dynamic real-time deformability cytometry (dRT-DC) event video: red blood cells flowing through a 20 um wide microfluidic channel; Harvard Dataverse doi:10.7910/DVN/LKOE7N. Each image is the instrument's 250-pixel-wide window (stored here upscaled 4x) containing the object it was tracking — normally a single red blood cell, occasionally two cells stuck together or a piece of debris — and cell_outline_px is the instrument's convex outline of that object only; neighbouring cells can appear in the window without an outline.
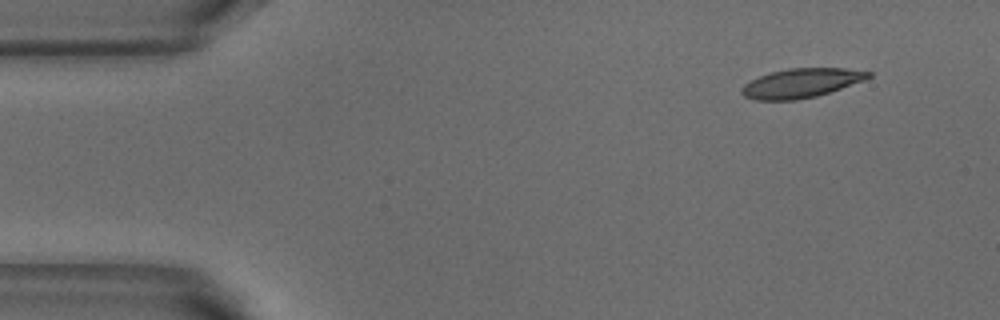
{"species": "common noctule bat (a hibernating species)", "species_latin": "Nyctalus noctula", "temperature_condition": "warm", "stored_images_in_passage": 5, "camera_frame_rate_fps": 3000, "um_per_image_px": 0.085, "animal": {"sex": "male", "body_mass_g": 18.8}, "frame": {"image": 1, "passage_image": 1, "time_ms": 0.0, "image_size_px": [1000, 320], "cell_outline_px": [[872, 76], [864, 80], [816, 96], [796, 100], [756, 100], [744, 96], [740, 92], [740, 88], [744, 84], [760, 76], [772, 72], [788, 68], [844, 68], [872, 72]], "centroid_in_image_um": [68.08, 7.06], "position_along_channel_um": 16.9, "area_um2": 21.39}}
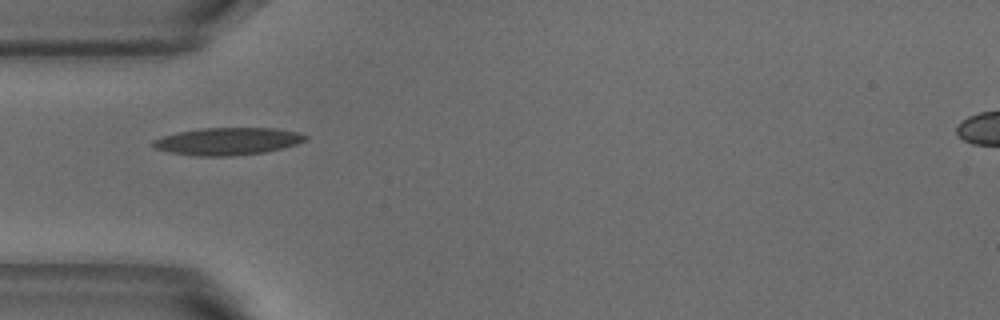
{"frame": {"image": 2, "passage_image": 4, "time_ms": 1.0, "image_size_px": [1000, 320], "cell_outline_px": [[308, 136], [304, 140], [296, 144], [284, 148], [264, 152], [232, 156], [196, 156], [168, 152], [156, 148], [152, 144], [152, 140], [164, 136], [180, 132], [204, 128], [276, 128], [300, 132]], "centroid_in_image_um": [19.38, 12.01], "position_along_channel_um": 65.6, "area_um2": 24.22}}
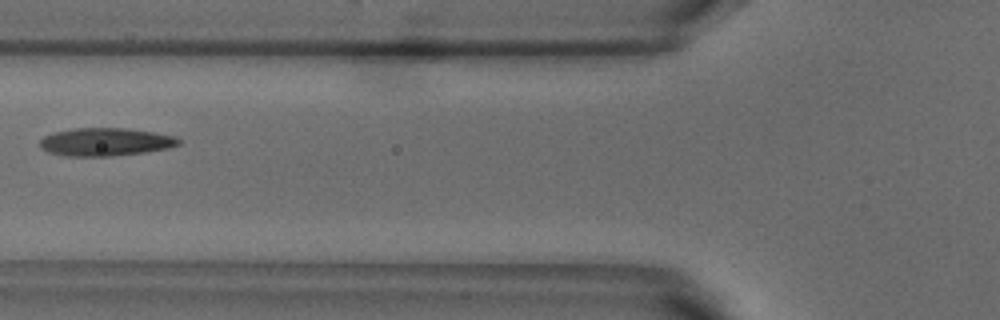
{"frame": {"image": 3, "passage_image": 5, "time_ms": 1.333, "image_size_px": [1000, 320], "cell_outline_px": [[180, 144], [168, 148], [144, 152], [112, 156], [64, 156], [48, 152], [40, 148], [40, 140], [44, 136], [52, 132], [72, 128], [124, 128], [152, 132], [176, 136], [180, 140]], "centroid_in_image_um": [8.92, 12.06], "position_along_channel_um": 116.9, "area_um2": 22.72}}